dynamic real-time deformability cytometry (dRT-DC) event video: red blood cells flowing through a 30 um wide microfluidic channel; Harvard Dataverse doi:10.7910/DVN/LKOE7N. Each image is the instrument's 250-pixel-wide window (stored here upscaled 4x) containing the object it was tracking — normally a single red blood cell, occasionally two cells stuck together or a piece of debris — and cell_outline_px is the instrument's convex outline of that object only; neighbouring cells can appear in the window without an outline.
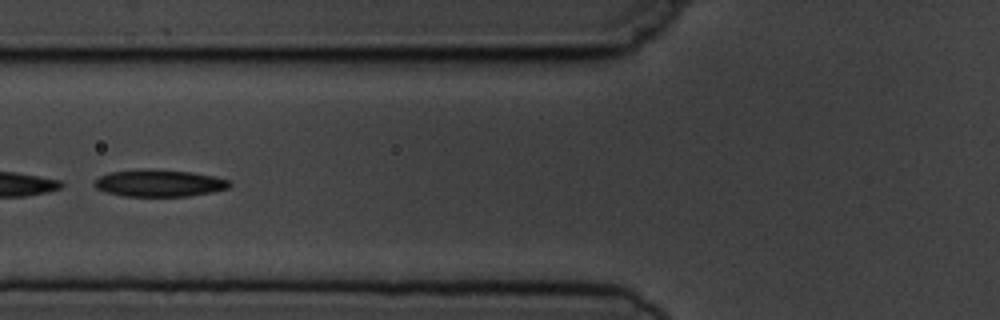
{"species": "common noctule bat (a hibernating species)", "species_latin": "Nyctalus noctula", "temperature_condition": "cold", "stored_images_in_passage": 9, "camera_frame_rate_fps": 3000, "um_per_image_px": 0.085, "animal": {"sex": "male", "body_mass_g": 19.5, "forearm_length_mm": 54.6}, "frame": {"image": 1, "passage_image": 5, "time_ms": 4.667, "image_size_px": [1000, 320], "cell_outline_px": [[232, 184], [228, 188], [212, 192], [188, 196], [124, 196], [104, 192], [96, 188], [92, 184], [92, 180], [108, 172], [140, 168], [152, 168], [192, 172], [212, 176], [228, 180]], "centroid_in_image_um": [13.45, 15.55], "position_along_channel_um": 112.3, "area_um2": 21.68}}
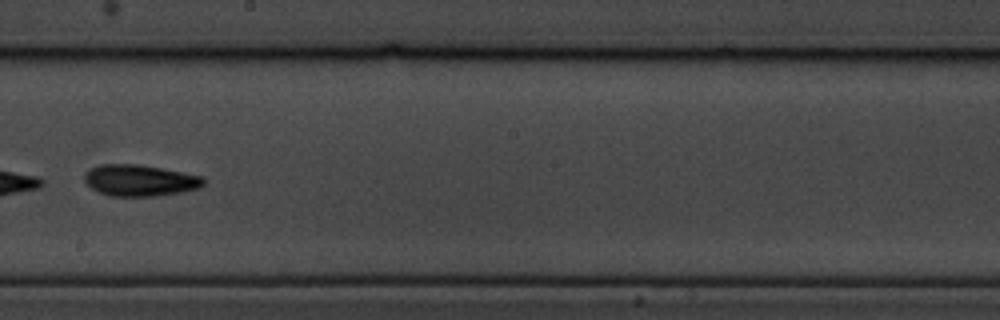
{"frame": {"image": 2, "passage_image": 8, "time_ms": 8.0, "image_size_px": [1000, 320], "cell_outline_px": [[204, 184], [200, 188], [180, 192], [156, 196], [108, 196], [92, 188], [84, 180], [84, 172], [88, 168], [100, 164], [136, 164], [160, 168], [204, 176]], "centroid_in_image_um": [11.87, 15.33], "position_along_channel_um": 236.3, "area_um2": 21.85}}
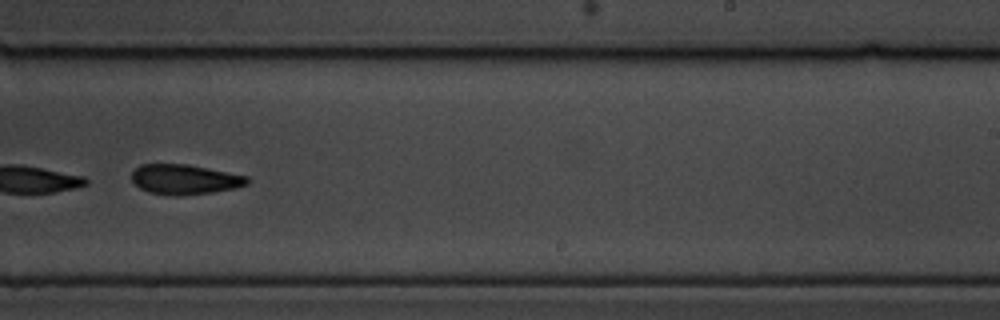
{"frame": {"image": 3, "passage_image": 9, "time_ms": 9.0, "image_size_px": [1000, 320], "cell_outline_px": [[248, 184], [236, 188], [212, 192], [180, 196], [172, 196], [148, 192], [140, 188], [132, 180], [132, 172], [140, 164], [188, 164], [248, 176]], "centroid_in_image_um": [15.7, 15.25], "position_along_channel_um": 273.3, "area_um2": 20.23}}